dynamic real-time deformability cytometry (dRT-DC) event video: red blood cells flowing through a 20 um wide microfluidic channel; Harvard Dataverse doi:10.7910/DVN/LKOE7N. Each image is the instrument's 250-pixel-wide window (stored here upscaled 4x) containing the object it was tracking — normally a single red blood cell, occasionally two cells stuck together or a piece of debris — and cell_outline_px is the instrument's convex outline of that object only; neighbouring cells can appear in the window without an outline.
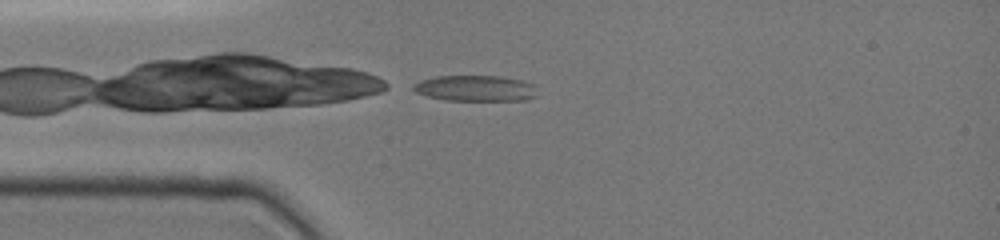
{"species": "common noctule bat (a hibernating species)", "species_latin": "Nyctalus noctula", "temperature_condition": "cold", "stored_images_in_passage": 10, "camera_frame_rate_fps": 3000, "um_per_image_px": 0.085, "animal": {"sex": "female", "body_mass_g": 19.0, "forearm_length_mm": 51.5}, "frame": {"image": 1, "passage_image": 10, "time_ms": 3.333, "image_size_px": [1000, 240], "cell_outline_px": [[536, 96], [528, 100], [444, 100], [428, 96], [416, 92], [412, 88], [412, 84], [420, 80], [436, 76], [500, 76], [520, 80], [536, 84]], "centroid_in_image_um": [40.42, 7.5], "position_along_channel_um": 44.6, "area_um2": 18.79}}